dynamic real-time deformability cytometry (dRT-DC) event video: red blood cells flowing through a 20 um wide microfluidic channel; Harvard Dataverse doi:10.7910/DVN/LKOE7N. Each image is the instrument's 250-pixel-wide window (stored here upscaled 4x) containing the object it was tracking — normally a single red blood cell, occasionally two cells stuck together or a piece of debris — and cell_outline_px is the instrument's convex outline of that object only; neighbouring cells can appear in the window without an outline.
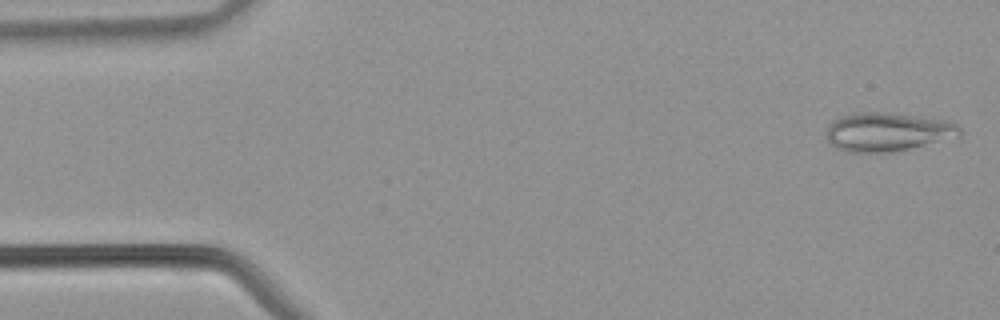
{"species": "common noctule bat (a hibernating species)", "species_latin": "Nyctalus noctula", "temperature_condition": "warm", "stored_images_in_passage": 40, "camera_frame_rate_fps": 3000, "um_per_image_px": 0.085, "animal": {"sex": "male", "body_mass_g": 21.5, "forearm_length_mm": 52.0}, "frame": {"image": 1, "passage_image": 1, "time_ms": 0.0, "image_size_px": [1000, 320], "cell_outline_px": [[964, 132], [960, 140], [892, 152], [848, 152], [836, 148], [828, 140], [824, 132], [828, 124], [832, 120], [840, 116], [860, 112], [888, 112], [920, 116], [948, 120], [956, 124]], "centroid_in_image_um": [75.56, 11.22], "position_along_channel_um": 9.4, "area_um2": 31.39}}
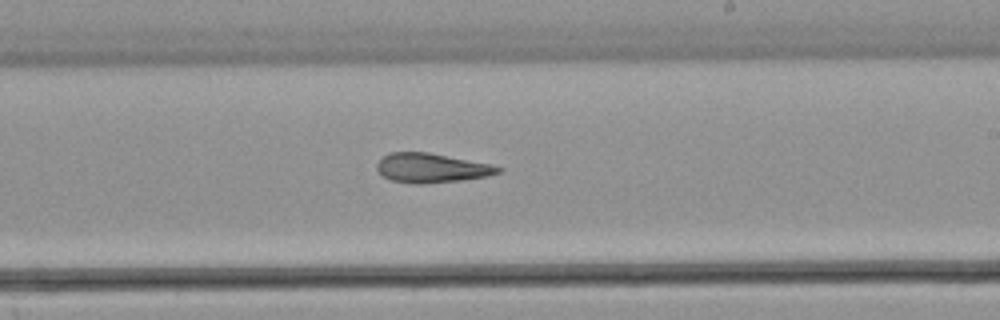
{"frame": {"image": 2, "passage_image": 23, "time_ms": 7.333, "image_size_px": [1000, 320], "cell_outline_px": [[504, 168], [500, 172], [488, 176], [464, 180], [420, 184], [416, 184], [392, 180], [384, 176], [376, 168], [376, 164], [388, 152], [428, 152], [492, 164]], "centroid_in_image_um": [36.71, 14.27], "position_along_channel_um": 252.3, "area_um2": 20.75}}
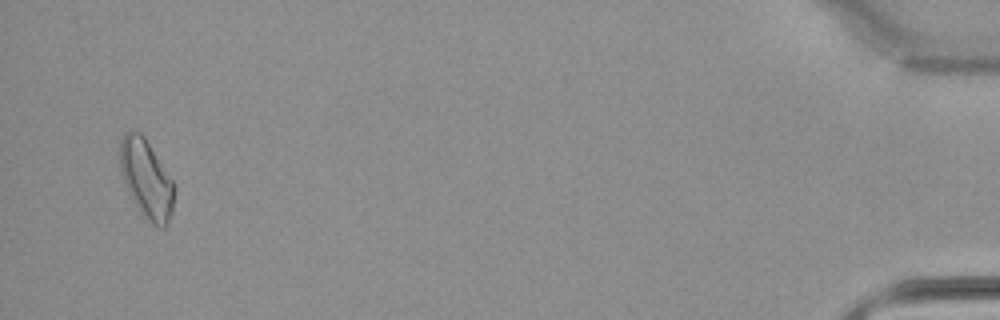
{"frame": {"image": 3, "passage_image": 39, "time_ms": 12.667, "image_size_px": [1000, 320], "cell_outline_px": [[176, 188], [172, 212], [168, 224], [164, 228], [160, 228], [144, 220], [136, 208], [128, 192], [120, 172], [120, 140], [128, 132], [140, 132], [144, 136], [172, 180]], "centroid_in_image_um": [12.45, 15.29], "position_along_channel_um": 422.7, "area_um2": 25.09}}